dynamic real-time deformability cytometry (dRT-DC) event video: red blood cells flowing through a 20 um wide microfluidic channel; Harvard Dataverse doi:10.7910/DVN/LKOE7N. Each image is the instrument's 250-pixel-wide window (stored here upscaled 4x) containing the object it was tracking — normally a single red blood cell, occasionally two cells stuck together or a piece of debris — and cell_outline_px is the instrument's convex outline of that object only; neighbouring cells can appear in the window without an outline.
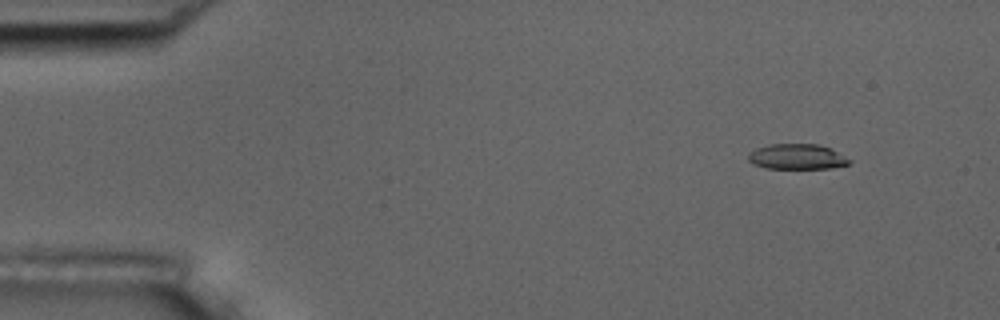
{"species": "common noctule bat (a hibernating species)", "species_latin": "Nyctalus noctula", "temperature_condition": "room temperature", "stored_images_in_passage": 5, "camera_frame_rate_fps": 3000, "um_per_image_px": 0.085, "animal": {"sex": "male", "body_mass_g": 17.5, "forearm_length_mm": 52.3}, "frame": {"image": 1, "passage_image": 1, "time_ms": 0.0, "image_size_px": [1000, 320], "cell_outline_px": [[852, 160], [848, 164], [832, 168], [764, 168], [752, 164], [748, 160], [748, 152], [756, 148], [768, 144], [820, 144], [832, 148]], "centroid_in_image_um": [67.74, 13.31], "position_along_channel_um": 17.3, "area_um2": 15.14}}
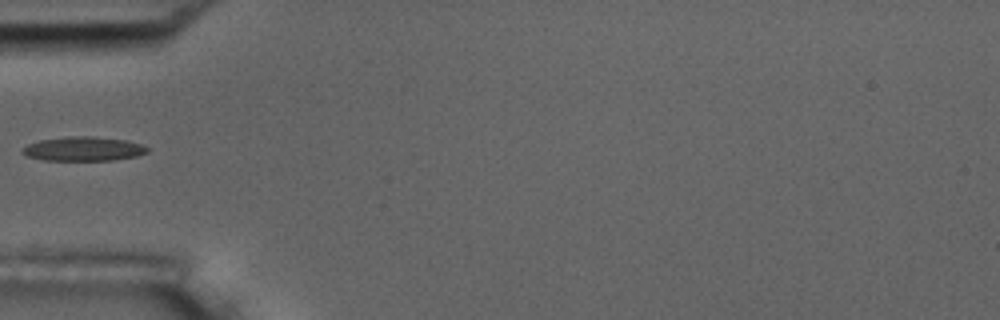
{"frame": {"image": 2, "passage_image": 4, "time_ms": 4.333, "image_size_px": [1000, 320], "cell_outline_px": [[148, 152], [136, 156], [112, 160], [44, 160], [28, 156], [20, 152], [20, 148], [28, 144], [40, 140], [68, 136], [92, 136], [124, 140], [140, 144], [148, 148]], "centroid_in_image_um": [7.04, 12.65], "position_along_channel_um": 78.0, "area_um2": 17.51}}